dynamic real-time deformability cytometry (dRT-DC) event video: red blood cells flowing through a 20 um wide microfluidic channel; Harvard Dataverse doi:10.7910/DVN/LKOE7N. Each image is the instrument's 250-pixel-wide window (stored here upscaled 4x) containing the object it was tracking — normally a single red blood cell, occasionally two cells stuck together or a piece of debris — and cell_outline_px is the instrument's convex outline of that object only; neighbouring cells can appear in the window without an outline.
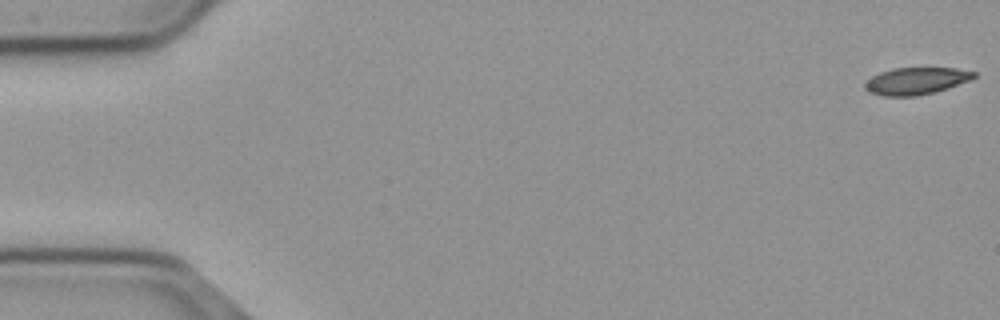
{"species": "common noctule bat (a hibernating species)", "species_latin": "Nyctalus noctula", "temperature_condition": "cold", "stored_images_in_passage": 9, "camera_frame_rate_fps": 3000, "um_per_image_px": 0.085, "animal": {"sex": "male", "body_mass_g": 23.1, "forearm_length_mm": 52.7}, "frame": {"image": 1, "passage_image": 1, "time_ms": 0.0, "image_size_px": [1000, 320], "cell_outline_px": [[976, 76], [968, 80], [948, 88], [936, 92], [916, 96], [884, 96], [872, 92], [864, 84], [872, 76], [880, 72], [892, 68], [956, 68], [976, 72]], "centroid_in_image_um": [77.89, 6.87], "position_along_channel_um": 7.1, "area_um2": 16.94}}